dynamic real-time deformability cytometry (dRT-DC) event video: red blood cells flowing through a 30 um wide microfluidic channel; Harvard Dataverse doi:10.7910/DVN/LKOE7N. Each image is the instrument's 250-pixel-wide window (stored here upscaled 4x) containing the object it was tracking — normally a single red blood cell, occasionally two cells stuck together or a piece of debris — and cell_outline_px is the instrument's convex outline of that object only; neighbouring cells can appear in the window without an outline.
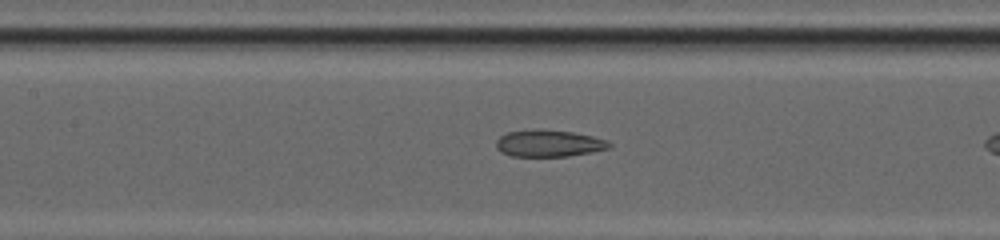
{"species": "common noctule bat (a hibernating species)", "species_latin": "Nyctalus noctula", "temperature_condition": "cold", "stored_images_in_passage": 6, "camera_frame_rate_fps": 3000, "um_per_image_px": 0.085, "animal": {"sex": "female", "body_mass_g": 20.0, "forearm_length_mm": 54.0}, "frame": {"image": 1, "passage_image": 5, "time_ms": 1.333, "image_size_px": [1000, 240], "cell_outline_px": [[612, 144], [608, 148], [592, 152], [568, 156], [512, 156], [500, 152], [496, 148], [496, 140], [500, 136], [508, 132], [532, 128], [536, 128], [572, 132], [592, 136], [608, 140]], "centroid_in_image_um": [46.62, 12.17], "position_along_channel_um": 160.8, "area_um2": 17.86}}